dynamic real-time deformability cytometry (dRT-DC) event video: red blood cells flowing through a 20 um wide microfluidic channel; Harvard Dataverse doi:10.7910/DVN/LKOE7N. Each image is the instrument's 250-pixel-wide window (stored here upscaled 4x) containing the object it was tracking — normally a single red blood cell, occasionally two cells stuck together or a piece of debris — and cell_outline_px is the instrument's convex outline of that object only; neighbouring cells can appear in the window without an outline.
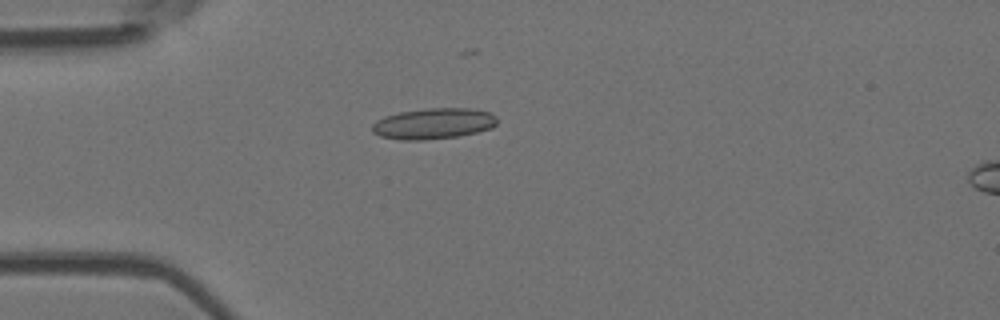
{"species": "Egyptian fruit bat (a non-hibernating species)", "species_latin": "Rousettus aegyptiacus", "temperature_condition": "room temperature", "stored_images_in_passage": 7, "camera_frame_rate_fps": 3000, "um_per_image_px": 0.085, "animal": {"sex": "female"}, "frame": {"image": 1, "passage_image": 5, "time_ms": 4.667, "image_size_px": [1000, 320], "cell_outline_px": [[496, 124], [492, 128], [460, 136], [424, 140], [400, 140], [380, 136], [372, 132], [372, 124], [376, 120], [384, 116], [400, 112], [428, 108], [468, 108], [488, 112], [496, 116]], "centroid_in_image_um": [36.82, 10.51], "position_along_channel_um": 48.2, "area_um2": 22.54}}